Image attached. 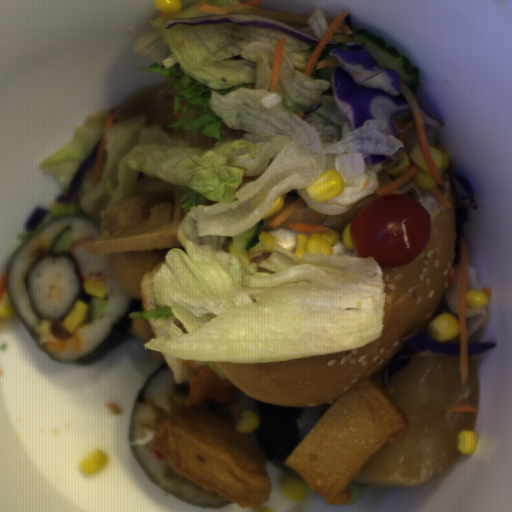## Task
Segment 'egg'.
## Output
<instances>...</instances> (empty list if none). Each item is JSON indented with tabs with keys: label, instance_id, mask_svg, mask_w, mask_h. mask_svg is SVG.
I'll return each instance as SVG.
<instances>
[{
	"label": "egg",
	"instance_id": "2",
	"mask_svg": "<svg viewBox=\"0 0 512 512\" xmlns=\"http://www.w3.org/2000/svg\"><path fill=\"white\" fill-rule=\"evenodd\" d=\"M83 286L84 290L94 298L105 299V280L96 281L94 276H91L88 280L83 281Z\"/></svg>",
	"mask_w": 512,
	"mask_h": 512
},
{
	"label": "egg",
	"instance_id": "1",
	"mask_svg": "<svg viewBox=\"0 0 512 512\" xmlns=\"http://www.w3.org/2000/svg\"><path fill=\"white\" fill-rule=\"evenodd\" d=\"M88 321V303L76 300L68 314L61 320V324L69 335H74Z\"/></svg>",
	"mask_w": 512,
	"mask_h": 512
}]
</instances>
